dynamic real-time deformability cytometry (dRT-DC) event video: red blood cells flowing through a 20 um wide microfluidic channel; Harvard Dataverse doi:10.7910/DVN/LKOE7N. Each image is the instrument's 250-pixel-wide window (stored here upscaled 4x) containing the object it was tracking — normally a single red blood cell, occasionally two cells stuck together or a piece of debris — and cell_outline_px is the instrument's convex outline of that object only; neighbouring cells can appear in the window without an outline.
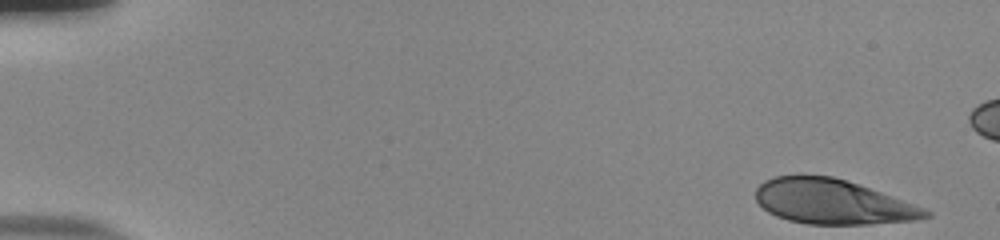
{"species": "human", "species_latin": "Homo sapiens", "temperature_condition": "room temperature", "stored_images_in_passage": 50, "camera_frame_rate_fps": 3000, "um_per_image_px": 0.085, "donor": {"sex": "male"}, "frame": {"image": 1, "passage_image": 1, "time_ms": 0.0, "image_size_px": [1000, 240], "cell_outline_px": [[932, 216], [916, 220], [868, 224], [808, 224], [788, 220], [776, 216], [768, 212], [756, 200], [756, 188], [764, 180], [776, 176], [800, 172], [832, 176], [880, 192], [924, 208], [932, 212]], "centroid_in_image_um": [70.71, 17.12], "position_along_channel_um": 14.3, "area_um2": 44.51}}
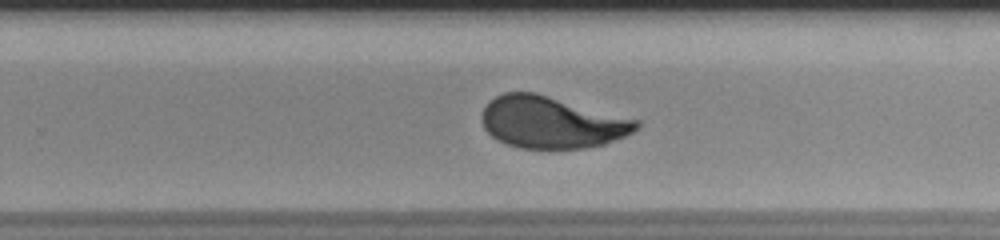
{"frame": {"image": 2, "passage_image": 34, "time_ms": 11.0, "image_size_px": [1000, 240], "cell_outline_px": [[640, 124], [632, 132], [624, 136], [604, 144], [584, 148], [520, 148], [508, 144], [492, 136], [484, 128], [480, 120], [480, 116], [488, 100], [504, 92], [536, 92], [640, 120]], "centroid_in_image_um": [46.86, 10.38], "position_along_channel_um": 282.9, "area_um2": 46.7}}
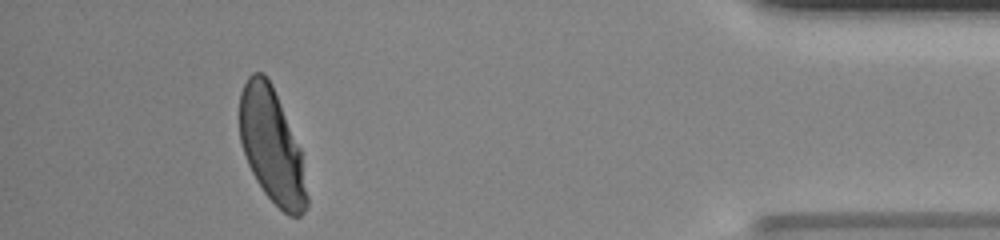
{"frame": {"image": 3, "passage_image": 48, "time_ms": 15.667, "image_size_px": [1000, 240], "cell_outline_px": [[308, 208], [300, 216], [288, 216], [264, 192], [256, 180], [248, 164], [240, 140], [240, 92], [248, 76], [252, 72], [264, 72], [272, 84], [300, 148], [308, 196]], "centroid_in_image_um": [23.1, 12.4], "position_along_channel_um": 412.1, "area_um2": 44.68}}